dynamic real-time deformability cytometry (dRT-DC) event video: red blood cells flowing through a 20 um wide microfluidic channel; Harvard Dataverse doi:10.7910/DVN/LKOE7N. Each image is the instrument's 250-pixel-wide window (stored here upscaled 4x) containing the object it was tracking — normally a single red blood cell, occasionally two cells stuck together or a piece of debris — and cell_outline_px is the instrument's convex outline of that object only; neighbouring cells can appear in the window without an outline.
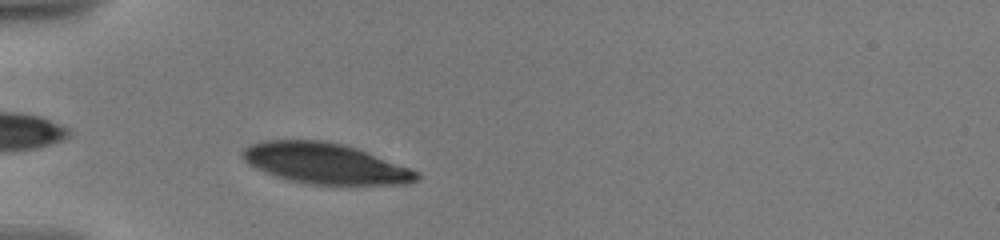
{"species": "human", "species_latin": "Homo sapiens", "temperature_condition": "warm", "stored_images_in_passage": 3, "camera_frame_rate_fps": 3000, "um_per_image_px": 0.085, "donor": {"sex": "male"}, "frame": {"image": 1, "passage_image": 3, "time_ms": 2.0, "image_size_px": [1000, 240], "cell_outline_px": [[420, 180], [408, 184], [308, 184], [288, 180], [276, 176], [256, 168], [248, 164], [240, 156], [240, 152], [244, 148], [252, 144], [264, 140], [324, 140], [344, 144], [356, 148], [412, 168], [420, 172]], "centroid_in_image_um": [27.66, 13.89], "position_along_channel_um": 57.3, "area_um2": 41.44}}